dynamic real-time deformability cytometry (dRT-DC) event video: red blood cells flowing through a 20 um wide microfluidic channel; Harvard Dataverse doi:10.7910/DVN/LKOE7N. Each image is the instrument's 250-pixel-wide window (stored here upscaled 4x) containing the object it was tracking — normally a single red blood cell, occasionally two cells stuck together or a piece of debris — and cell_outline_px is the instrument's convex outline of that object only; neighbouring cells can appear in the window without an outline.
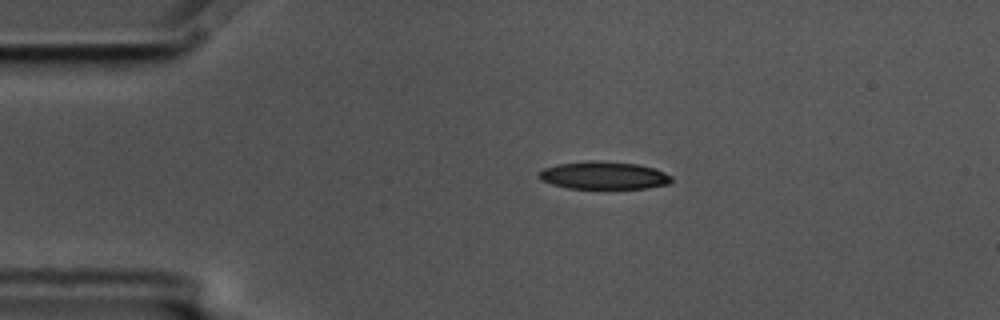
{"species": "common noctule bat (a hibernating species)", "species_latin": "Nyctalus noctula", "temperature_condition": "cold", "stored_images_in_passage": 2, "camera_frame_rate_fps": 3000, "um_per_image_px": 0.085, "animal": {"sex": "male", "body_mass_g": 17.5, "forearm_length_mm": 52.3}, "frame": {"image": 1, "passage_image": 1, "time_ms": 0.0, "image_size_px": [1000, 320], "cell_outline_px": [[672, 180], [668, 184], [648, 188], [568, 188], [552, 184], [540, 180], [536, 176], [536, 172], [544, 168], [556, 164], [588, 160], [592, 160], [636, 164], [656, 168], [672, 176]], "centroid_in_image_um": [51.27, 14.9], "position_along_channel_um": 33.7, "area_um2": 21.56}}